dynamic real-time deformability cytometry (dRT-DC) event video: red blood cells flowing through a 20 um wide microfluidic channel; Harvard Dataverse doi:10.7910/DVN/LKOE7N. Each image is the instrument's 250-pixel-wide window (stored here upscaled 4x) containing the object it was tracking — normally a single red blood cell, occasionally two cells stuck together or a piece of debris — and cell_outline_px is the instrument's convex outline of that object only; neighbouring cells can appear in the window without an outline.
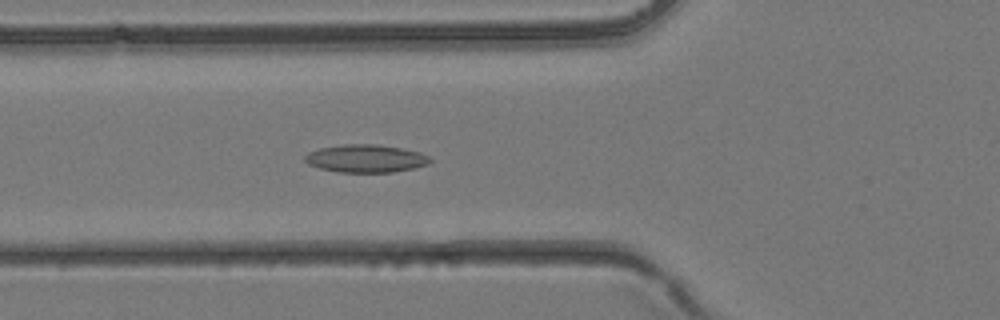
{"species": "common noctule bat (a hibernating species)", "species_latin": "Nyctalus noctula", "temperature_condition": "room temperature", "stored_images_in_passage": 34, "camera_frame_rate_fps": 3000, "um_per_image_px": 0.085, "animal": {"sex": "female", "body_mass_g": 24.6, "forearm_length_mm": 56.2}, "frame": {"image": 1, "passage_image": 14, "time_ms": 4.333, "image_size_px": [1000, 320], "cell_outline_px": [[432, 160], [428, 164], [412, 168], [392, 172], [336, 172], [320, 168], [308, 164], [304, 160], [304, 156], [308, 152], [320, 148], [344, 144], [376, 144], [400, 148], [420, 152], [428, 156]], "centroid_in_image_um": [31.06, 13.47], "position_along_channel_um": 94.7, "area_um2": 20.23}}
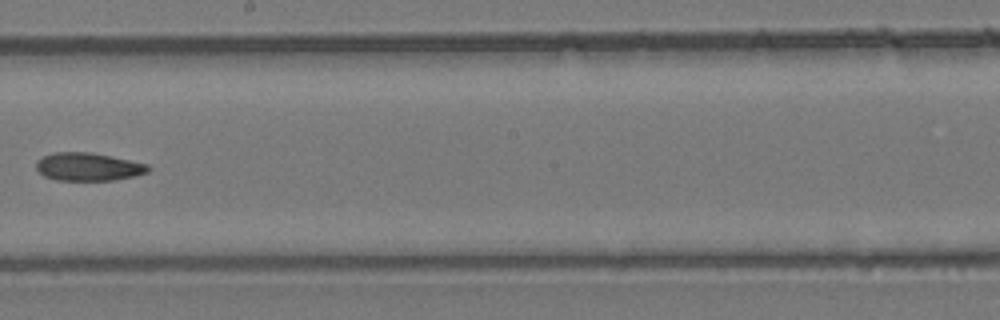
{"frame": {"image": 2, "passage_image": 22, "time_ms": 7.0, "image_size_px": [1000, 320], "cell_outline_px": [[152, 168], [148, 172], [116, 180], [56, 180], [44, 176], [36, 168], [36, 160], [52, 152], [92, 152], [112, 156], [148, 164]], "centroid_in_image_um": [7.5, 14.17], "position_along_channel_um": 240.7, "area_um2": 18.38}}
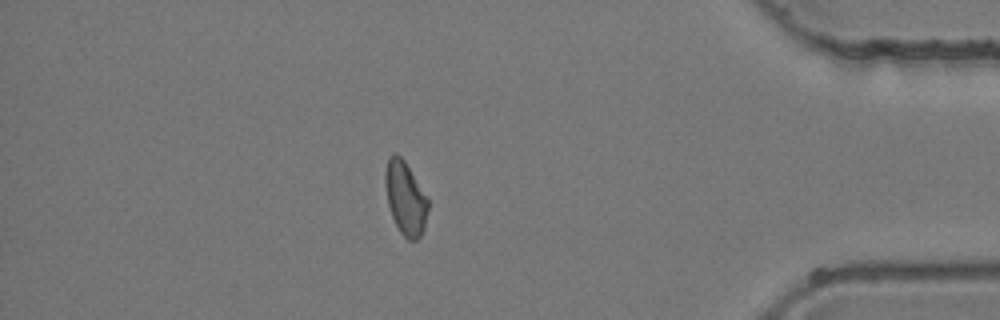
{"frame": {"image": 3, "passage_image": 33, "time_ms": 10.667, "image_size_px": [1000, 320], "cell_outline_px": [[428, 212], [424, 228], [420, 236], [416, 240], [408, 240], [400, 232], [392, 216], [388, 204], [384, 180], [384, 172], [388, 160], [392, 152], [396, 152], [404, 160], [428, 196]], "centroid_in_image_um": [34.46, 16.82], "position_along_channel_um": 400.7, "area_um2": 18.44}}